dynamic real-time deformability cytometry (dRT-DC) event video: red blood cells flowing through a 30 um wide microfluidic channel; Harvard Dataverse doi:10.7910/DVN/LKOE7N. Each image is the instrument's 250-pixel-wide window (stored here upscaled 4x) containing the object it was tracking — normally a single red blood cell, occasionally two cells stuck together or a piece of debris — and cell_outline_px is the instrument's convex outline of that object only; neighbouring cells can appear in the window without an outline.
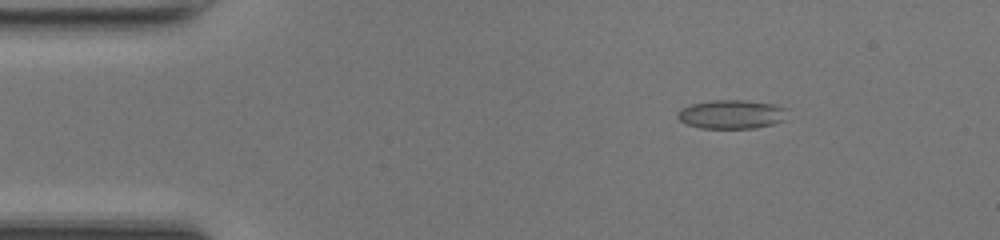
{"species": "common noctule bat (a hibernating species)", "species_latin": "Nyctalus noctula", "temperature_condition": "room temperature", "stored_images_in_passage": 48, "camera_frame_rate_fps": 3000, "um_per_image_px": 0.085, "animal": {"sex": "female", "body_mass_g": 17.0, "forearm_length_mm": 48.0}, "frame": {"image": 1, "passage_image": 6, "time_ms": 1.667, "image_size_px": [1000, 240], "cell_outline_px": [[788, 108], [780, 120], [772, 124], [756, 128], [700, 128], [688, 124], [680, 120], [676, 116], [676, 112], [680, 108], [692, 104], [712, 100], [744, 100], [776, 104]], "centroid_in_image_um": [62.13, 9.7], "position_along_channel_um": 22.9, "area_um2": 18.38}}
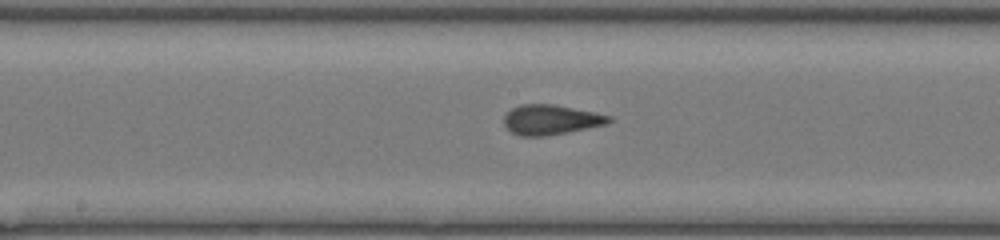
{"frame": {"image": 2, "passage_image": 24, "time_ms": 7.667, "image_size_px": [1000, 240], "cell_outline_px": [[612, 120], [608, 124], [568, 132], [544, 136], [520, 136], [512, 132], [504, 124], [504, 116], [512, 108], [520, 104], [552, 104], [612, 116]], "centroid_in_image_um": [46.82, 10.18], "position_along_channel_um": 201.4, "area_um2": 18.15}}
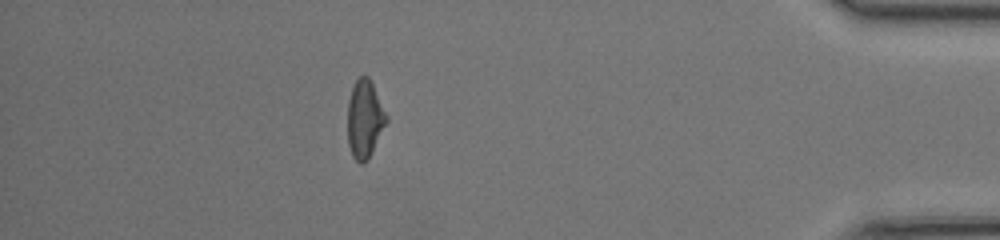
{"frame": {"image": 3, "passage_image": 42, "time_ms": 13.667, "image_size_px": [1000, 240], "cell_outline_px": [[388, 120], [368, 160], [364, 164], [360, 164], [352, 156], [348, 144], [348, 100], [352, 88], [356, 80], [360, 76], [368, 76], [388, 116]], "centroid_in_image_um": [31.0, 10.15], "position_along_channel_um": 404.2, "area_um2": 17.57}, "authors_computed_cell_mechanics": {"area_um2": 17.918, "velocity_mm_per_s": 4.2468, "shape_relaxation_time_tau1_ms": 10.7138, "shape_relaxation_time_tau2_ms": 1.1625, "deformation_change_tau1": 0.2168, "deformation_change_tau2": 0.0796}}